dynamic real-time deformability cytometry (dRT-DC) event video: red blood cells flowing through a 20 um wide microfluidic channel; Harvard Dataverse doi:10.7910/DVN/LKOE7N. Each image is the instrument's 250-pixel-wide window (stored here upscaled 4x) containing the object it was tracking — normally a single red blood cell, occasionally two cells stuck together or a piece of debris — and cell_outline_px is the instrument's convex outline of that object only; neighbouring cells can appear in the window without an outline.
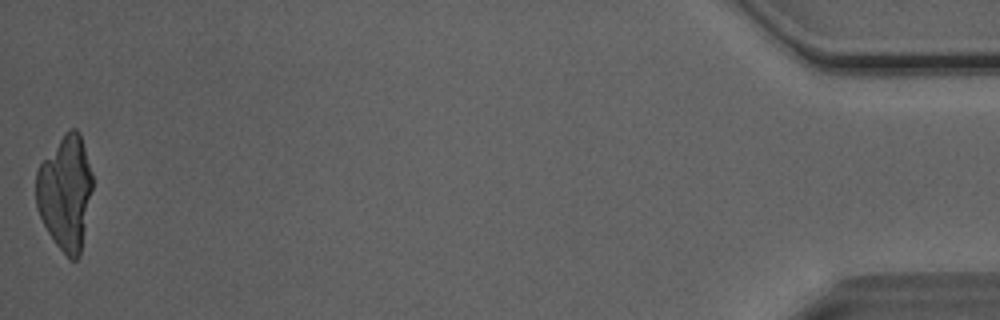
{"species": "Egyptian fruit bat (a non-hibernating species)", "species_latin": "Rousettus aegyptiacus", "temperature_condition": "room temperature", "stored_images_in_passage": 50, "camera_frame_rate_fps": 3000, "um_per_image_px": 0.085, "animal": {"sex": "male"}, "frame": {"image": 1, "passage_image": 50, "time_ms": 16.333, "image_size_px": [1000, 320], "cell_outline_px": [[92, 188], [80, 256], [76, 260], [68, 260], [56, 244], [48, 232], [36, 208], [36, 172], [40, 164], [64, 132], [68, 128], [76, 128], [80, 132], [92, 172]], "centroid_in_image_um": [5.55, 16.36], "position_along_channel_um": 429.6, "area_um2": 37.8}}